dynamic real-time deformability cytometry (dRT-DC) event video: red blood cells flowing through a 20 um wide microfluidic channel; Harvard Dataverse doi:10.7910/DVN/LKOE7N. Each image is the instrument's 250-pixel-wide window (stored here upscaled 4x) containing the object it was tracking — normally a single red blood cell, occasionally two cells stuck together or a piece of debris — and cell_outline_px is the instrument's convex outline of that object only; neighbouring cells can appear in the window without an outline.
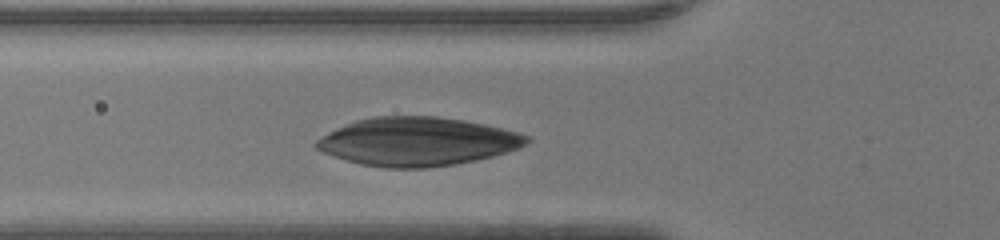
{"species": "human", "species_latin": "Homo sapiens", "temperature_condition": "warm", "stored_images_in_passage": 31, "camera_frame_rate_fps": 3000, "um_per_image_px": 0.085, "donor": {"sex": "female"}, "frame": {"image": 1, "passage_image": 10, "time_ms": 3.0, "image_size_px": [1000, 240], "cell_outline_px": [[532, 140], [520, 148], [508, 152], [476, 160], [456, 164], [428, 168], [384, 168], [360, 164], [324, 152], [316, 148], [312, 144], [316, 140], [328, 132], [336, 128], [356, 120], [372, 116], [436, 116], [464, 120], [484, 124], [516, 132], [528, 136]], "centroid_in_image_um": [35.48, 12.03], "position_along_channel_um": 90.3, "area_um2": 59.42}}
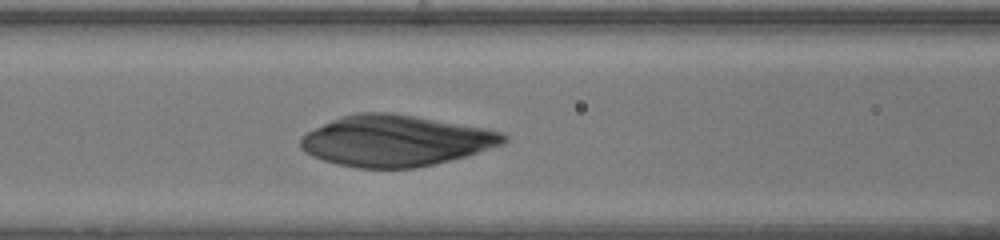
{"frame": {"image": 2, "passage_image": 13, "time_ms": 4.0, "image_size_px": [1000, 240], "cell_outline_px": [[508, 140], [504, 144], [464, 156], [436, 164], [416, 168], [356, 168], [336, 164], [312, 156], [304, 152], [300, 148], [300, 136], [340, 116], [356, 112], [392, 112], [416, 116], [484, 128], [500, 132], [508, 136]], "centroid_in_image_um": [33.6, 11.96], "position_along_channel_um": 133.0, "area_um2": 60.4}}